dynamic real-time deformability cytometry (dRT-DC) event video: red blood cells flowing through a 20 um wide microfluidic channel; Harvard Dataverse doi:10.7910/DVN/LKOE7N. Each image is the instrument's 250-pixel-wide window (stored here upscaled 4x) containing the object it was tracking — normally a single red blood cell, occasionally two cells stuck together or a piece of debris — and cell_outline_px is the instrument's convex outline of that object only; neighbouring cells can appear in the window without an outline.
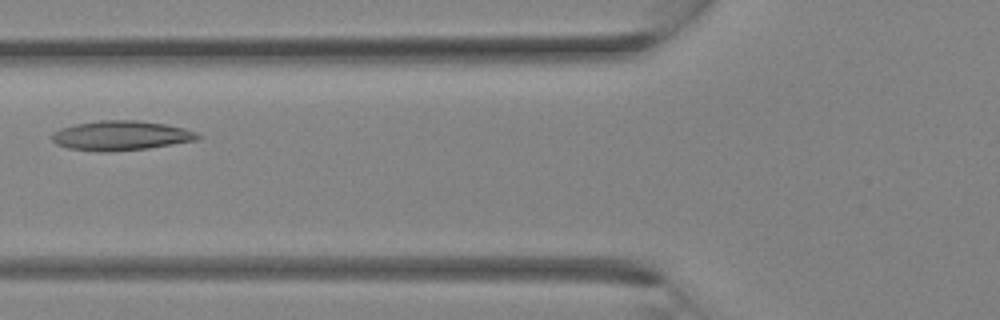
{"species": "Egyptian fruit bat (a non-hibernating species)", "species_latin": "Rousettus aegyptiacus", "temperature_condition": "room temperature", "stored_images_in_passage": 3, "camera_frame_rate_fps": 3000, "um_per_image_px": 0.085, "animal": {"sex": "female"}, "frame": {"image": 1, "passage_image": 3, "time_ms": 0.667, "image_size_px": [1000, 320], "cell_outline_px": [[200, 136], [196, 140], [148, 148], [112, 152], [100, 152], [68, 148], [56, 144], [52, 140], [52, 132], [60, 128], [76, 124], [100, 120], [140, 120], [164, 124], [184, 128], [196, 132]], "centroid_in_image_um": [10.24, 11.52], "position_along_channel_um": 115.6, "area_um2": 25.14}}